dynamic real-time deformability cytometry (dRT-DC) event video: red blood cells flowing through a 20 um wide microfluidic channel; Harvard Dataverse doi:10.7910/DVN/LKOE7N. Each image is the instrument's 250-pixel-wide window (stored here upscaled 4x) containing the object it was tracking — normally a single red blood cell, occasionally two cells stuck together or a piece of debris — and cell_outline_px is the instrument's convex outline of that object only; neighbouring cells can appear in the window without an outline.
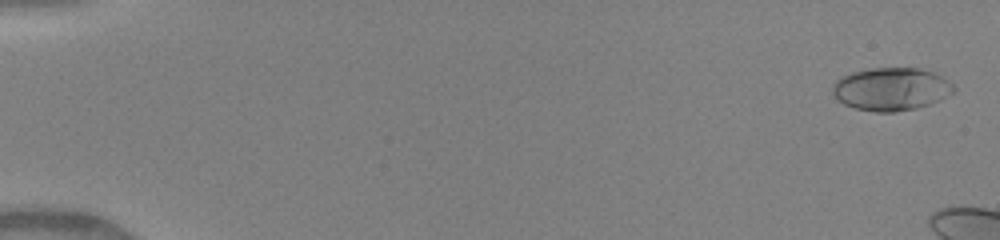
{"species": "human", "species_latin": "Homo sapiens", "temperature_condition": "warm", "stored_images_in_passage": 10, "camera_frame_rate_fps": 3000, "um_per_image_px": 0.085, "donor": {"sex": "female"}, "frame": {"image": 1, "passage_image": 2, "time_ms": 0.333, "image_size_px": [1000, 240], "cell_outline_px": [[956, 88], [952, 92], [928, 104], [916, 108], [892, 112], [876, 112], [856, 108], [844, 104], [836, 100], [832, 92], [832, 84], [840, 76], [852, 72], [868, 68], [920, 68], [936, 72], [944, 76]], "centroid_in_image_um": [75.71, 7.55], "position_along_channel_um": 9.3, "area_um2": 30.4}}